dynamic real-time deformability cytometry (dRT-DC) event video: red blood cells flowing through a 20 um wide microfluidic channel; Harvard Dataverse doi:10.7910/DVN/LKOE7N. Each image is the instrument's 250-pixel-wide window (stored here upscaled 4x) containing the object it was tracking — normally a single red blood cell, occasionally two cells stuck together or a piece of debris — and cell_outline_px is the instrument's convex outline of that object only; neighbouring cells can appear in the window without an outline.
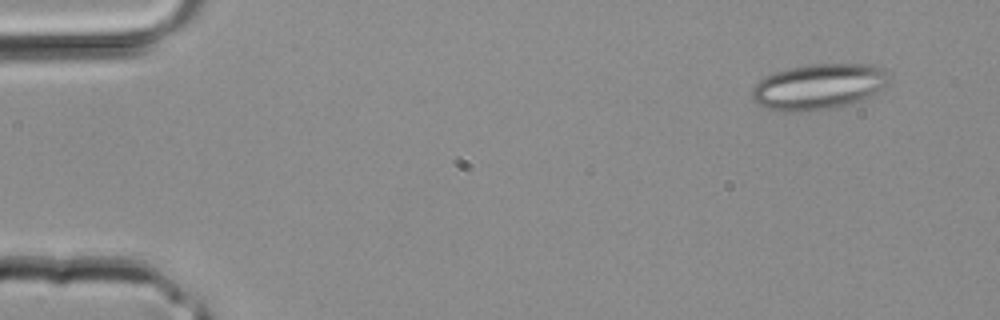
{"species": "common noctule bat (a hibernating species)", "species_latin": "Nyctalus noctula", "temperature_condition": "room temperature", "stored_images_in_passage": 4, "segment_of_instrument_passage": [2, 2], "camera_frame_rate_fps": 3000, "um_per_image_px": 0.085, "animal": {"sex": "male", "body_mass_g": 20.4}, "frame": {"image": 1, "passage_image": 4, "time_ms": 1.0, "image_size_px": [1000, 320], "cell_outline_px": [[892, 80], [884, 88], [872, 96], [832, 108], [800, 112], [788, 112], [768, 108], [752, 100], [752, 84], [764, 76], [788, 68], [816, 64], [868, 64], [880, 68]], "centroid_in_image_um": [69.57, 7.36], "position_along_channel_um": 15.4, "area_um2": 36.41}}